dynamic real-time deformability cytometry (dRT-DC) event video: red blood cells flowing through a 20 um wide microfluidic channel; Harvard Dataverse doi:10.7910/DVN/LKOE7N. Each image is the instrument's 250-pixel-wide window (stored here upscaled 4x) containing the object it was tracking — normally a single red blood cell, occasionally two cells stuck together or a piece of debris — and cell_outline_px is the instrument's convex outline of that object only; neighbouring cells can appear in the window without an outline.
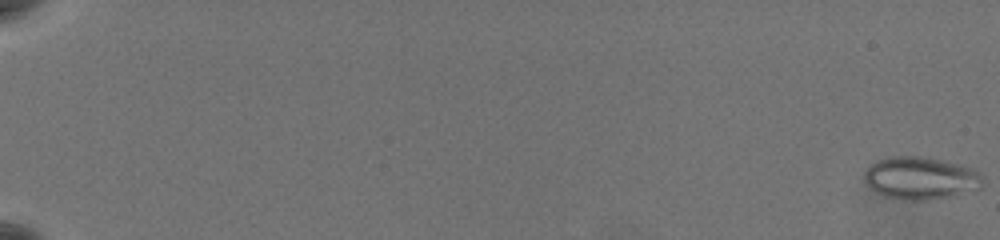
{"species": "common noctule bat (a hibernating species)", "species_latin": "Nyctalus noctula", "temperature_condition": "warm", "stored_images_in_passage": 62, "camera_frame_rate_fps": 3000, "um_per_image_px": 0.085, "animal": {"sex": "female", "body_mass_g": 19.5, "forearm_length_mm": 54.1}, "frame": {"image": 1, "passage_image": 1, "time_ms": 0.0, "image_size_px": [1000, 240], "cell_outline_px": [[984, 184], [980, 188], [948, 196], [920, 200], [912, 200], [884, 196], [868, 188], [864, 180], [864, 172], [876, 160], [896, 156], [916, 156], [940, 160], [976, 168]], "centroid_in_image_um": [78.22, 15.13], "position_along_channel_um": 6.8, "area_um2": 28.96}}
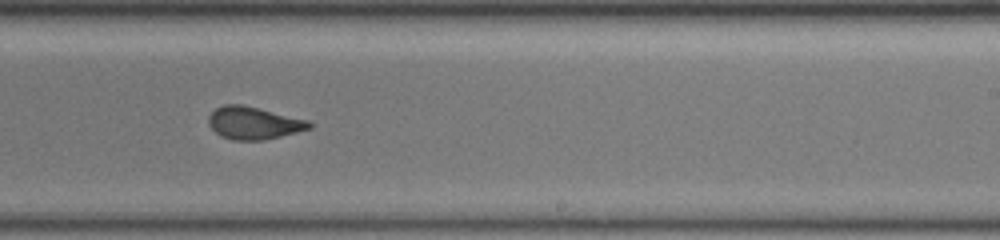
{"frame": {"image": 2, "passage_image": 42, "time_ms": 13.667, "image_size_px": [1000, 240], "cell_outline_px": [[312, 128], [264, 140], [232, 140], [220, 136], [208, 124], [208, 116], [216, 108], [224, 104], [240, 104], [308, 120], [312, 124]], "centroid_in_image_um": [21.53, 10.46], "position_along_channel_um": 267.5, "area_um2": 18.9}}
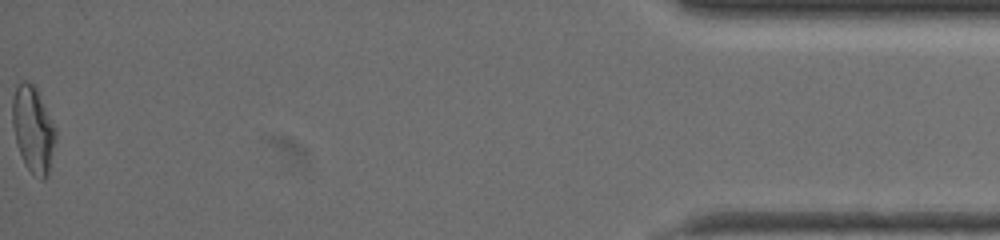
{"frame": {"image": 3, "passage_image": 62, "time_ms": 20.333, "image_size_px": [1000, 240], "cell_outline_px": [[56, 140], [48, 176], [44, 180], [40, 180], [24, 164], [16, 144], [12, 124], [12, 100], [16, 88], [20, 80], [24, 80], [32, 84], [36, 88], [56, 128]], "centroid_in_image_um": [2.81, 11.02], "position_along_channel_um": 432.4, "area_um2": 21.85}, "authors_computed_cell_mechanics": {"area_um2": 20.0855, "velocity_mm_per_s": 3.6677, "shape_relaxation_time_tau1_ms": null, "shape_relaxation_time_tau2_ms": 1.0776, "deformation_change_tau1": null, "deformation_change_tau2": 0.0667}}